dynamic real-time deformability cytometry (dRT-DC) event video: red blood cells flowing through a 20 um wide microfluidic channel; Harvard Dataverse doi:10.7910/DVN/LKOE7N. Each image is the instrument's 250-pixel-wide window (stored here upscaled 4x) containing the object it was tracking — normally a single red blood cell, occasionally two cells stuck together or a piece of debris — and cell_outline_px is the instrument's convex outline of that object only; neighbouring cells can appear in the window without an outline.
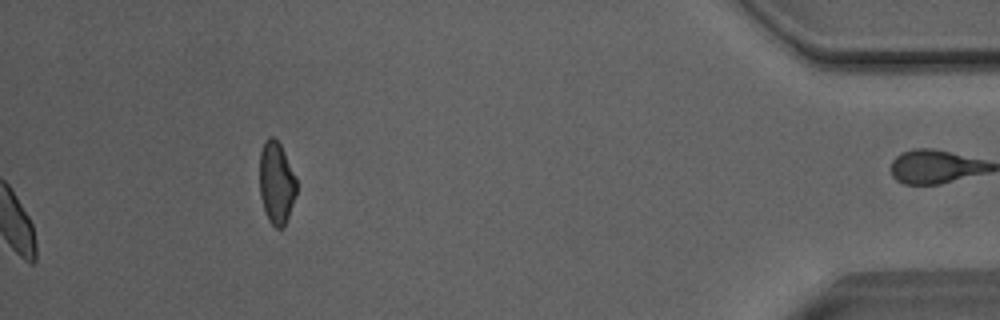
{"species": "Egyptian fruit bat (a non-hibernating species)", "species_latin": "Rousettus aegyptiacus", "temperature_condition": "room temperature", "stored_images_in_passage": 30, "camera_frame_rate_fps": 3000, "um_per_image_px": 0.085, "animal": {"sex": "male"}, "frame": {"image": 1, "passage_image": 30, "time_ms": 9.667, "image_size_px": [1000, 320], "cell_outline_px": [[296, 192], [284, 228], [276, 228], [268, 220], [260, 196], [260, 152], [264, 140], [268, 136], [272, 136], [280, 144], [284, 152], [296, 180]], "centroid_in_image_um": [23.47, 15.53], "position_along_channel_um": 411.7, "area_um2": 17.46}}